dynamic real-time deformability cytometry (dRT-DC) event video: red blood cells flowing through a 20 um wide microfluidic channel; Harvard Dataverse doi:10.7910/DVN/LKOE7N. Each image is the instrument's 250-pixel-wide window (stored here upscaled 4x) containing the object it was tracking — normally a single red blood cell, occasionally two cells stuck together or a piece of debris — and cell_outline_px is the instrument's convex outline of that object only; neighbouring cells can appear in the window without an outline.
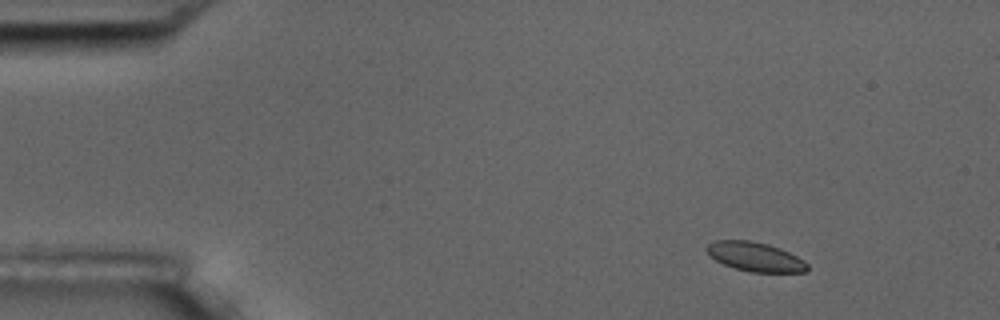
{"species": "common noctule bat (a hibernating species)", "species_latin": "Nyctalus noctula", "temperature_condition": "room temperature", "stored_images_in_passage": 6, "camera_frame_rate_fps": 3000, "um_per_image_px": 0.085, "animal": {"sex": "male", "body_mass_g": 17.5, "forearm_length_mm": 52.3}, "frame": {"image": 1, "passage_image": 2, "time_ms": 1.0, "image_size_px": [1000, 320], "cell_outline_px": [[808, 268], [804, 272], [752, 272], [736, 268], [724, 264], [716, 260], [704, 248], [708, 244], [716, 240], [752, 240], [768, 244], [780, 248], [804, 260], [808, 264]], "centroid_in_image_um": [64.2, 21.81], "position_along_channel_um": 20.8, "area_um2": 16.99}}